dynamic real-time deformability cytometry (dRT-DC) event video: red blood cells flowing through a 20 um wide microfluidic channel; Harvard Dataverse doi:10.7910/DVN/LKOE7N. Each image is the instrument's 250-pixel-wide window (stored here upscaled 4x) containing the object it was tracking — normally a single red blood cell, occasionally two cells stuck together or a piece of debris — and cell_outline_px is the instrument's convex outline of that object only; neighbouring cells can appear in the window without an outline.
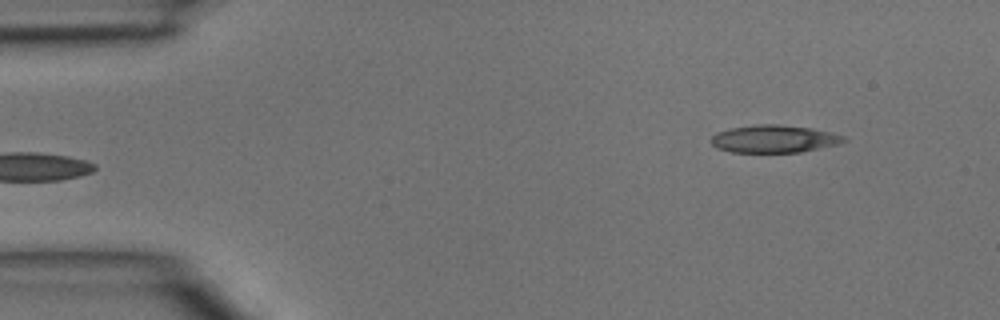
{"species": "common noctule bat (a hibernating species)", "species_latin": "Nyctalus noctula", "temperature_condition": "room temperature", "stored_images_in_passage": 3, "camera_frame_rate_fps": 3000, "um_per_image_px": 0.085, "animal": {"sex": "male", "body_mass_g": 15.6}, "frame": {"image": 1, "passage_image": 1, "time_ms": 0.0, "image_size_px": [1000, 320], "cell_outline_px": [[848, 140], [840, 144], [800, 152], [732, 152], [716, 148], [712, 144], [712, 136], [716, 132], [732, 128], [756, 124], [780, 124], [812, 128], [844, 136]], "centroid_in_image_um": [65.81, 11.8], "position_along_channel_um": 19.2, "area_um2": 21.33}}